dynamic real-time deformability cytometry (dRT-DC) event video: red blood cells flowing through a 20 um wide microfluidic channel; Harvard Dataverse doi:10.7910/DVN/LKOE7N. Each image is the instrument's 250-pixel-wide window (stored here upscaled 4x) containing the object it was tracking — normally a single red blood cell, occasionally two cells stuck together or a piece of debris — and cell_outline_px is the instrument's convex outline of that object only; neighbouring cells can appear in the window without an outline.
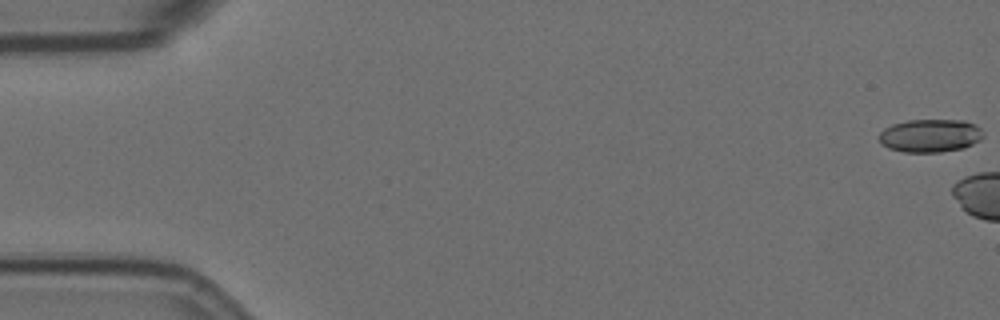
{"species": "Egyptian fruit bat (a non-hibernating species)", "species_latin": "Rousettus aegyptiacus", "temperature_condition": "room temperature", "stored_images_in_passage": 6, "camera_frame_rate_fps": 3000, "um_per_image_px": 0.085, "animal": {"sex": "female"}, "frame": {"image": 1, "passage_image": 1, "time_ms": 0.0, "image_size_px": [1000, 320], "cell_outline_px": [[984, 136], [980, 140], [964, 148], [940, 152], [904, 152], [888, 148], [880, 144], [876, 136], [884, 128], [892, 124], [908, 120], [964, 120], [976, 124], [980, 128]], "centroid_in_image_um": [79.03, 11.53], "position_along_channel_um": 6.0, "area_um2": 20.4}}